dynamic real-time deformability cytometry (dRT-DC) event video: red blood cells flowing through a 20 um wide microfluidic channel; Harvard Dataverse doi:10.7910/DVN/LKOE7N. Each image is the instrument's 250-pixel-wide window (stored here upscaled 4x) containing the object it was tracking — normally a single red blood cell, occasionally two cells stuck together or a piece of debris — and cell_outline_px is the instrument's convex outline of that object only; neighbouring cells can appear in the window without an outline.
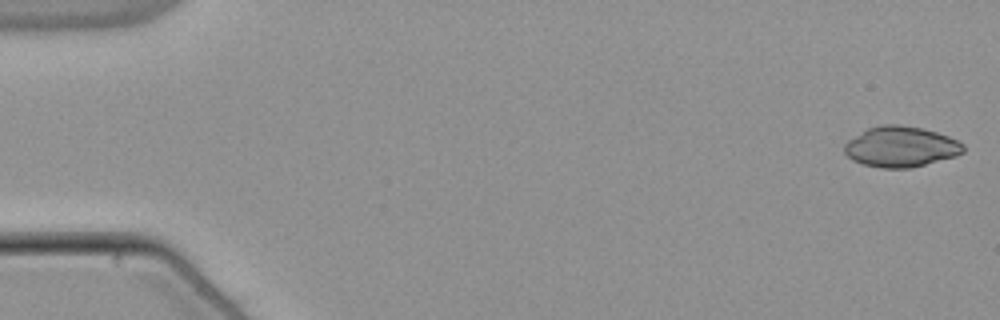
{"species": "common noctule bat (a hibernating species)", "species_latin": "Nyctalus noctula", "temperature_condition": "warm", "stored_images_in_passage": 53, "camera_frame_rate_fps": 3000, "um_per_image_px": 0.085, "animal": {"sex": "male", "body_mass_g": 21.5, "forearm_length_mm": 52.0}, "frame": {"image": 1, "passage_image": 1, "time_ms": 0.0, "image_size_px": [1000, 320], "cell_outline_px": [[964, 152], [956, 156], [912, 168], [880, 168], [864, 164], [852, 160], [844, 152], [844, 144], [848, 140], [868, 128], [880, 124], [900, 124], [920, 128], [936, 132], [948, 136], [964, 144]], "centroid_in_image_um": [76.57, 12.47], "position_along_channel_um": 8.4, "area_um2": 28.15}}
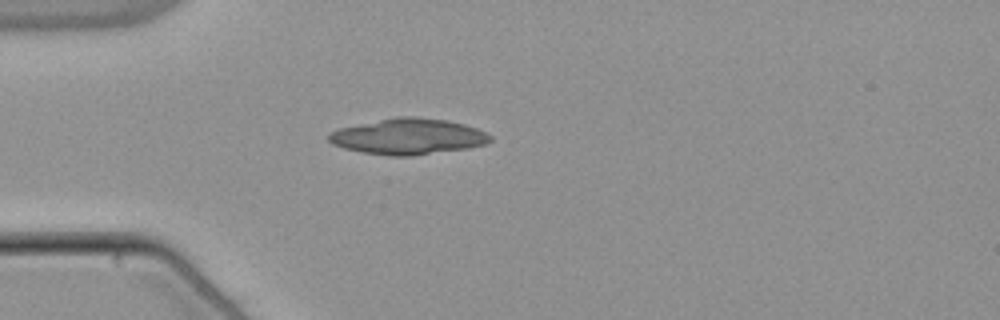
{"frame": {"image": 2, "passage_image": 15, "time_ms": 4.667, "image_size_px": [1000, 320], "cell_outline_px": [[492, 140], [484, 144], [468, 148], [408, 156], [392, 156], [364, 152], [344, 148], [332, 144], [328, 140], [328, 132], [340, 128], [396, 116], [416, 116], [448, 120], [464, 124], [476, 128], [492, 136]], "centroid_in_image_um": [34.69, 11.59], "position_along_channel_um": 50.3, "area_um2": 33.64}}
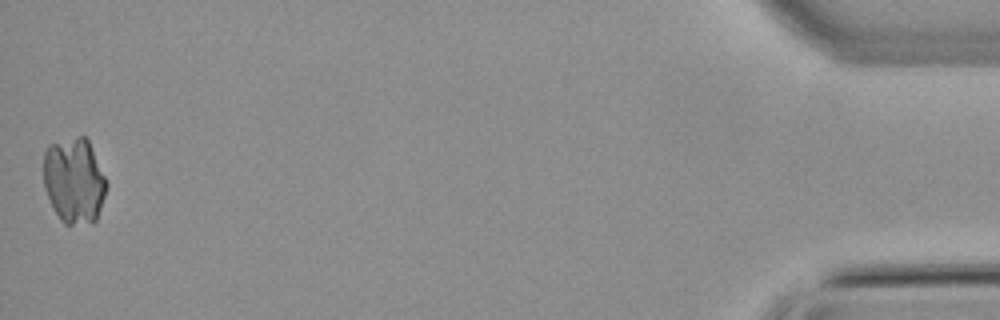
{"frame": {"image": 3, "passage_image": 53, "time_ms": 17.333, "image_size_px": [1000, 320], "cell_outline_px": [[108, 184], [96, 220], [92, 224], [64, 224], [60, 220], [52, 208], [44, 188], [44, 152], [48, 144], [76, 136], [84, 136], [88, 140]], "centroid_in_image_um": [6.28, 15.36], "position_along_channel_um": 428.9, "area_um2": 31.62}}